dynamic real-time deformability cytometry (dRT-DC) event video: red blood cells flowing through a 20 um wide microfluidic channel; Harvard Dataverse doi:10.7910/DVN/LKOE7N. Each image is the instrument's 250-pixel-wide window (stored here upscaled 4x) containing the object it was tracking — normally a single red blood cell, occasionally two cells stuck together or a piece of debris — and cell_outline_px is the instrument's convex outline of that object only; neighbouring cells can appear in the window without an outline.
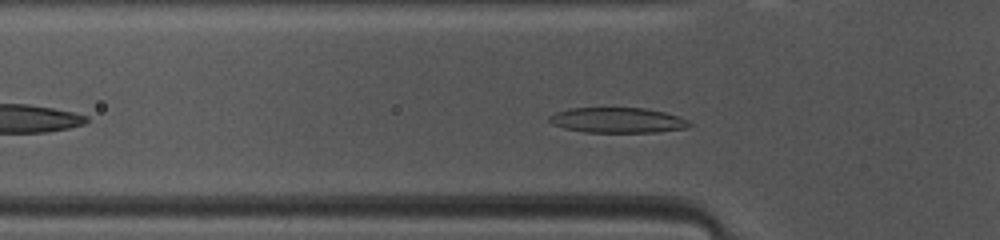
{"species": "common noctule bat (a hibernating species)", "species_latin": "Nyctalus noctula", "temperature_condition": "warm", "stored_images_in_passage": 39, "segment_of_instrument_passage": [1, 2], "camera_frame_rate_fps": 3000, "um_per_image_px": 0.085, "animal": {"sex": "female", "body_mass_g": 10.0, "forearm_length_mm": 53.1}, "frame": {"image": 1, "passage_image": 4, "time_ms": 1.0, "image_size_px": [1000, 240], "cell_outline_px": [[692, 124], [688, 128], [656, 132], [584, 132], [564, 128], [552, 124], [548, 120], [548, 116], [556, 112], [568, 108], [644, 108], [664, 112], [688, 120]], "centroid_in_image_um": [52.47, 10.22], "position_along_channel_um": 73.3, "area_um2": 20.63}}
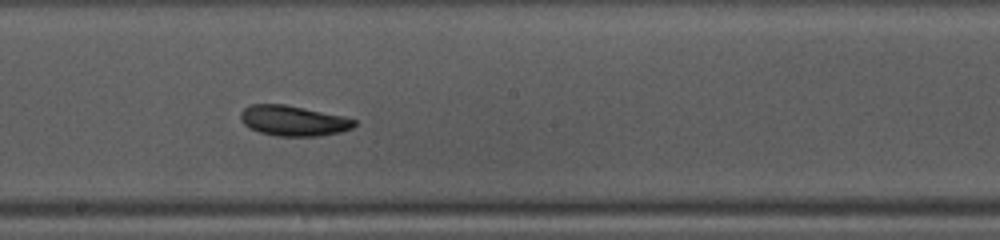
{"frame": {"image": 2, "passage_image": 15, "time_ms": 4.667, "image_size_px": [1000, 240], "cell_outline_px": [[356, 124], [352, 128], [340, 132], [320, 136], [276, 136], [260, 132], [248, 128], [240, 120], [240, 112], [244, 108], [252, 104], [284, 104], [344, 116], [356, 120]], "centroid_in_image_um": [24.91, 10.26], "position_along_channel_um": 223.3, "area_um2": 20.17}}
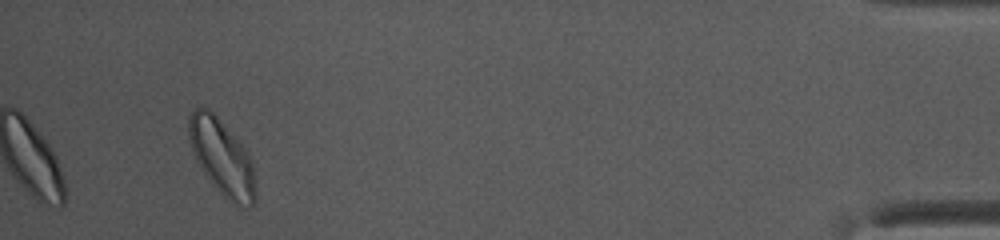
{"frame": {"image": 3, "passage_image": 35, "time_ms": 11.333, "image_size_px": [1000, 240], "cell_outline_px": [[256, 204], [248, 208], [232, 204], [212, 184], [200, 168], [192, 152], [188, 136], [188, 116], [196, 108], [208, 108], [216, 116], [248, 152], [252, 164], [256, 180]], "centroid_in_image_um": [18.88, 13.43], "position_along_channel_um": 416.3, "area_um2": 29.59}}